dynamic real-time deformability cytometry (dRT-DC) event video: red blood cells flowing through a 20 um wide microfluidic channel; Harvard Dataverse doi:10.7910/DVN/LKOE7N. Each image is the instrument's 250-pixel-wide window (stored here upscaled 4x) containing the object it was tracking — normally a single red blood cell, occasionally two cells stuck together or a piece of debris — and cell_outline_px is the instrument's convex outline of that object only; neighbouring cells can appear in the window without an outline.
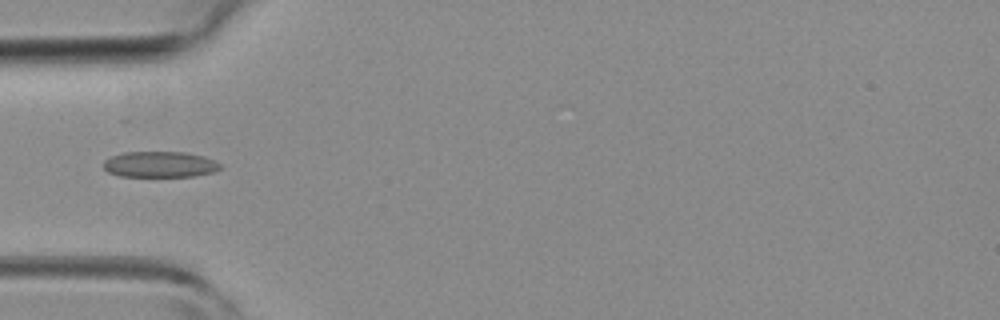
{"species": "common noctule bat (a hibernating species)", "species_latin": "Nyctalus noctula", "temperature_condition": "room temperature", "stored_images_in_passage": 5, "camera_frame_rate_fps": 3000, "um_per_image_px": 0.085, "animal": {"sex": "female", "body_mass_g": 19.3, "forearm_length_mm": 54.1}, "frame": {"image": 1, "passage_image": 4, "time_ms": 3.667, "image_size_px": [1000, 320], "cell_outline_px": [[220, 168], [216, 172], [192, 176], [120, 176], [108, 172], [104, 168], [104, 160], [112, 156], [124, 152], [184, 152], [204, 156], [220, 164]], "centroid_in_image_um": [13.59, 13.97], "position_along_channel_um": 71.4, "area_um2": 17.51}}
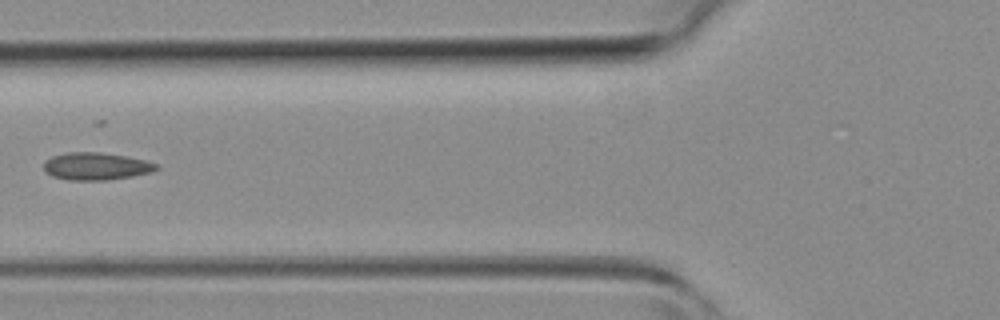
{"frame": {"image": 2, "passage_image": 5, "time_ms": 4.667, "image_size_px": [1000, 320], "cell_outline_px": [[160, 168], [152, 172], [132, 176], [108, 180], [68, 180], [52, 176], [44, 172], [44, 160], [52, 156], [68, 152], [100, 152], [124, 156], [144, 160], [156, 164]], "centroid_in_image_um": [8.13, 14.14], "position_along_channel_um": 117.7, "area_um2": 18.03}}